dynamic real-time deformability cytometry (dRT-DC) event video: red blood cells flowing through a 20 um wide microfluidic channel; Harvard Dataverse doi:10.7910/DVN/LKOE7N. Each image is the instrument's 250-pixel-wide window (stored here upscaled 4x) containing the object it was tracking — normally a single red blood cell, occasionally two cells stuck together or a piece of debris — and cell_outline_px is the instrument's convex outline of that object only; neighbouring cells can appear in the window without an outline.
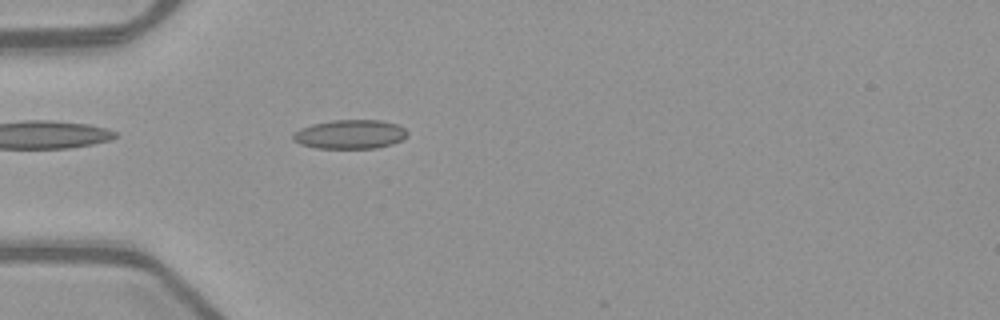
{"species": "common noctule bat (a hibernating species)", "species_latin": "Nyctalus noctula", "temperature_condition": "warm", "stored_images_in_passage": 49, "camera_frame_rate_fps": 3000, "um_per_image_px": 0.085, "animal": {"sex": "female", "body_mass_g": 21.9}, "frame": {"image": 1, "passage_image": 13, "time_ms": 4.0, "image_size_px": [1000, 320], "cell_outline_px": [[408, 136], [392, 144], [376, 148], [316, 148], [300, 144], [292, 140], [292, 132], [300, 128], [312, 124], [332, 120], [380, 120], [396, 124], [404, 128], [408, 132]], "centroid_in_image_um": [29.72, 11.41], "position_along_channel_um": 55.3, "area_um2": 19.48}}
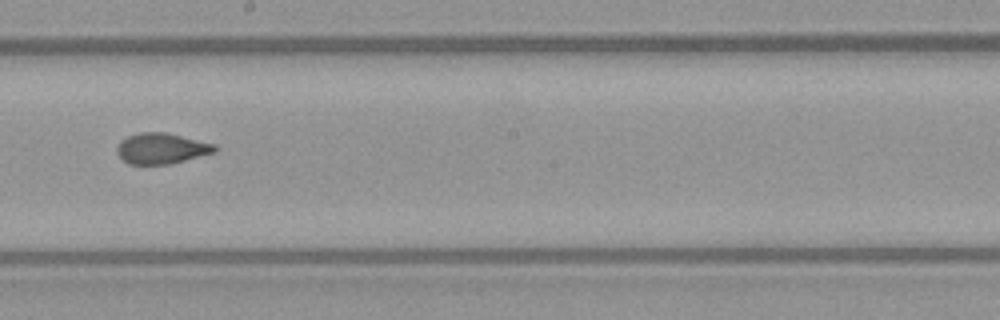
{"frame": {"image": 2, "passage_image": 27, "time_ms": 8.667, "image_size_px": [1000, 320], "cell_outline_px": [[216, 152], [172, 164], [128, 164], [116, 152], [116, 148], [120, 140], [128, 136], [140, 132], [164, 132], [216, 144]], "centroid_in_image_um": [13.72, 12.62], "position_along_channel_um": 234.5, "area_um2": 17.57}}
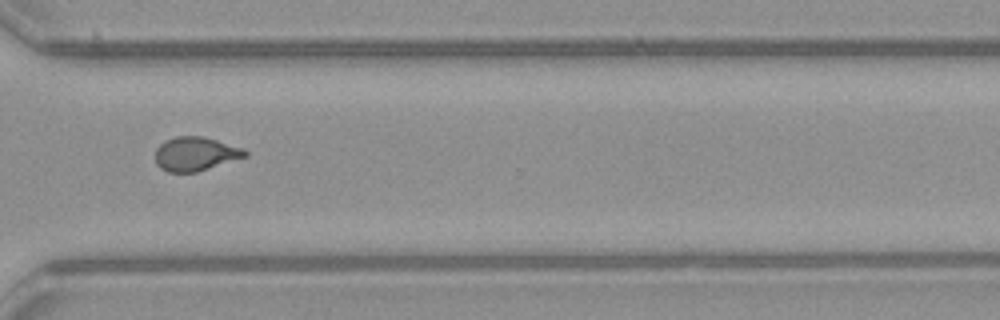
{"frame": {"image": 3, "passage_image": 36, "time_ms": 11.667, "image_size_px": [1000, 320], "cell_outline_px": [[248, 156], [196, 172], [168, 172], [160, 168], [156, 164], [156, 148], [160, 144], [176, 136], [204, 136], [244, 148], [248, 152]], "centroid_in_image_um": [16.63, 13.08], "position_along_channel_um": 354.0, "area_um2": 17.74}, "authors_computed_cell_mechanics": {"area_um2": 17.8024, "velocity_mm_per_s": 3.9971, "shape_relaxation_time_tau1_ms": null, "shape_relaxation_time_tau2_ms": 0.8239, "deformation_change_tau1": null, "deformation_change_tau2": 0.0624}}